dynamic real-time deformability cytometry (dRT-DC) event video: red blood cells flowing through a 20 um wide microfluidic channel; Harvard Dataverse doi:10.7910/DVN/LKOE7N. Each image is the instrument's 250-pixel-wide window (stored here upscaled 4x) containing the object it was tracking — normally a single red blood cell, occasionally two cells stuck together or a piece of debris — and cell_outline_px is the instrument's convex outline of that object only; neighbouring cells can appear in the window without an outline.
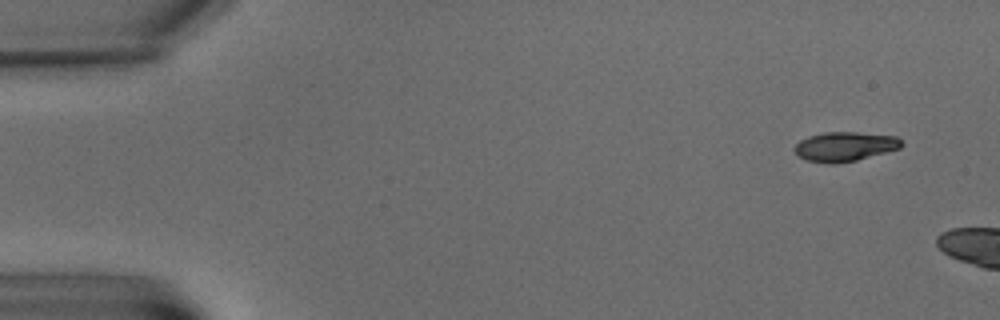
{"species": "common noctule bat (a hibernating species)", "species_latin": "Nyctalus noctula", "temperature_condition": "warm", "stored_images_in_passage": 3, "camera_frame_rate_fps": 3000, "um_per_image_px": 0.085, "animal": {"sex": "male", "body_mass_g": 15.6}, "frame": {"image": 1, "passage_image": 1, "time_ms": 0.0, "image_size_px": [1000, 320], "cell_outline_px": [[904, 144], [900, 148], [856, 160], [836, 164], [828, 164], [808, 160], [800, 156], [792, 148], [800, 140], [808, 136], [824, 132], [856, 132], [896, 136]], "centroid_in_image_um": [71.8, 12.45], "position_along_channel_um": 13.2, "area_um2": 18.26}}